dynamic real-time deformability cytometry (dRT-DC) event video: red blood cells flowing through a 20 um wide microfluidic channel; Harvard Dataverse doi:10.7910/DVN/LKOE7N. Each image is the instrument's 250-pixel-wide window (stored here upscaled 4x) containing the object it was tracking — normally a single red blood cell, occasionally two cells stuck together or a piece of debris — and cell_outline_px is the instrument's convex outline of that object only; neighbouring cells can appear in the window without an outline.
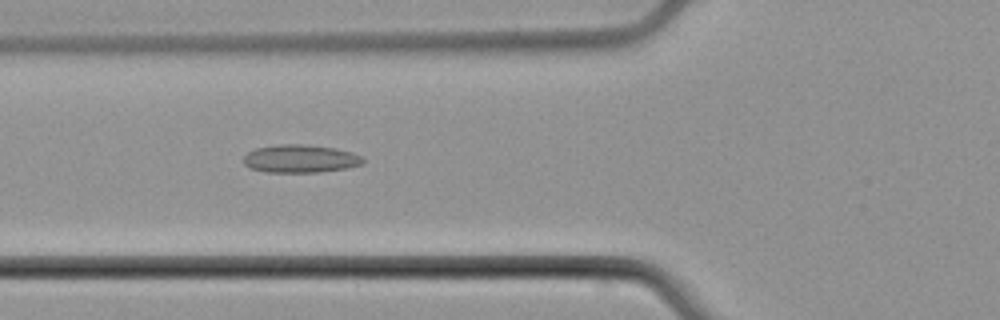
{"species": "common noctule bat (a hibernating species)", "species_latin": "Nyctalus noctula", "temperature_condition": "cold", "stored_images_in_passage": 5, "camera_frame_rate_fps": 3000, "um_per_image_px": 0.085, "animal": {"sex": "male", "body_mass_g": 21.5, "forearm_length_mm": 52.0}, "frame": {"image": 1, "passage_image": 5, "time_ms": 5.667, "image_size_px": [1000, 320], "cell_outline_px": [[364, 164], [348, 168], [320, 172], [268, 172], [248, 168], [244, 164], [244, 156], [248, 152], [256, 148], [280, 144], [300, 144], [336, 148], [352, 152], [364, 156]], "centroid_in_image_um": [25.57, 13.49], "position_along_channel_um": 100.2, "area_um2": 19.65}}